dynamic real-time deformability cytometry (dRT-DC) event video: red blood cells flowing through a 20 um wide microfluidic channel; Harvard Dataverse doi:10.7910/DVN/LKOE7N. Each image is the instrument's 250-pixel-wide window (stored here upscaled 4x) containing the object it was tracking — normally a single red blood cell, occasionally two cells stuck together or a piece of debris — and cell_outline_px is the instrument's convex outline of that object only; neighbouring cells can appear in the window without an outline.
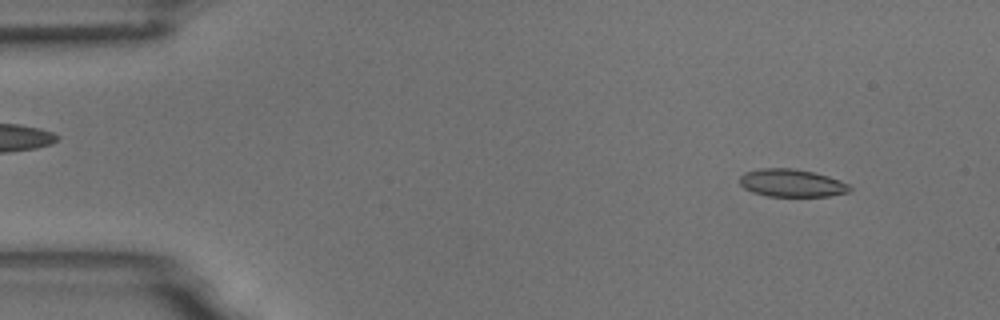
{"species": "common noctule bat (a hibernating species)", "species_latin": "Nyctalus noctula", "temperature_condition": "room temperature", "stored_images_in_passage": 19, "camera_frame_rate_fps": 3000, "um_per_image_px": 0.085, "animal": {"sex": "male", "body_mass_g": 18.8}, "frame": {"image": 1, "passage_image": 5, "time_ms": 1.333, "image_size_px": [1000, 320], "cell_outline_px": [[852, 188], [848, 192], [828, 196], [768, 196], [752, 192], [744, 188], [740, 184], [740, 176], [744, 172], [760, 168], [792, 168], [812, 172], [828, 176], [840, 180], [848, 184]], "centroid_in_image_um": [67.27, 15.55], "position_along_channel_um": 17.7, "area_um2": 17.74}}
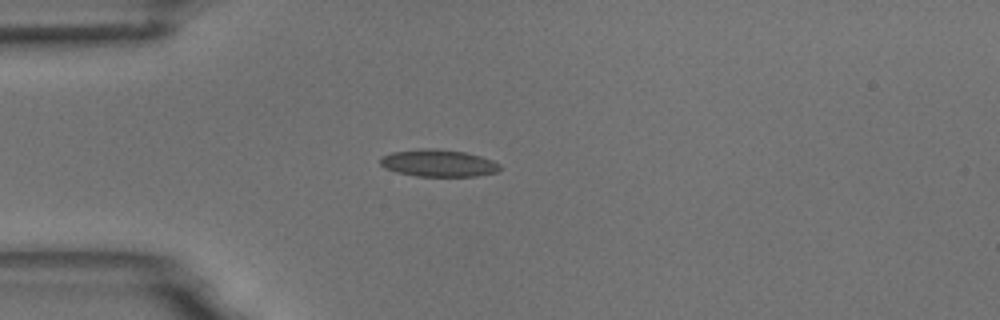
{"frame": {"image": 2, "passage_image": 14, "time_ms": 4.333, "image_size_px": [1000, 320], "cell_outline_px": [[500, 168], [496, 172], [476, 176], [416, 176], [396, 172], [384, 168], [380, 164], [380, 156], [392, 152], [420, 148], [436, 148], [464, 152], [480, 156], [492, 160], [500, 164]], "centroid_in_image_um": [37.22, 13.86], "position_along_channel_um": 47.8, "area_um2": 19.02}}